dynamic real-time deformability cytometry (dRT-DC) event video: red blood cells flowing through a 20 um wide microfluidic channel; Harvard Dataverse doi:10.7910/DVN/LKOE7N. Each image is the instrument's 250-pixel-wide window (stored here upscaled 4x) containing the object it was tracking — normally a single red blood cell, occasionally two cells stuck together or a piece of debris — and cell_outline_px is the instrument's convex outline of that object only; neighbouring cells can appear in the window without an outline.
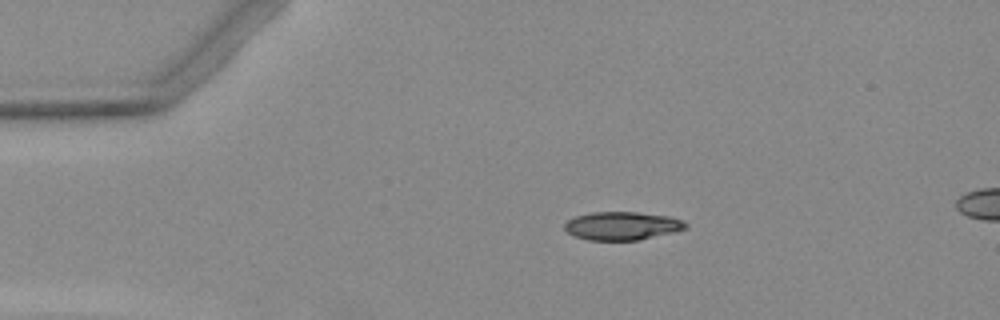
{"species": "Egyptian fruit bat (a non-hibernating species)", "species_latin": "Rousettus aegyptiacus", "temperature_condition": "warm", "stored_images_in_passage": 4, "segment_of_instrument_passage": [1, 2], "camera_frame_rate_fps": 3000, "um_per_image_px": 0.085, "animal": {"sex": "female"}, "frame": {"image": 1, "passage_image": 2, "time_ms": 1.333, "image_size_px": [1000, 320], "cell_outline_px": [[688, 228], [676, 232], [640, 240], [588, 240], [576, 236], [568, 232], [564, 228], [564, 224], [568, 220], [576, 216], [592, 212], [636, 212], [668, 216], [680, 220], [688, 224]], "centroid_in_image_um": [52.91, 19.2], "position_along_channel_um": 32.1, "area_um2": 19.94}}